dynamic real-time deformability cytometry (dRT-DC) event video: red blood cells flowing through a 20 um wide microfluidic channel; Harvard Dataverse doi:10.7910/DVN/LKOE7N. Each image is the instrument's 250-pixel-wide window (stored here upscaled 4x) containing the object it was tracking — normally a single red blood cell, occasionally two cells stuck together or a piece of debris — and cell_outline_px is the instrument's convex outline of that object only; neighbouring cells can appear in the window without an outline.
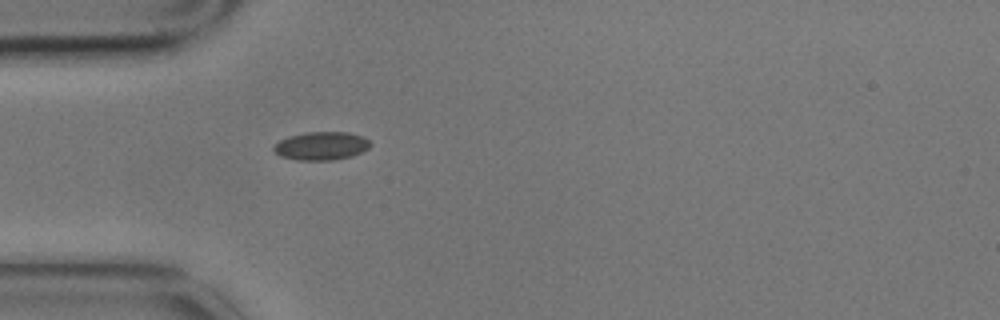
{"species": "common noctule bat (a hibernating species)", "species_latin": "Nyctalus noctula", "temperature_condition": "cold", "stored_images_in_passage": 5, "camera_frame_rate_fps": 3000, "um_per_image_px": 0.085, "animal": {"sex": "male", "body_mass_g": 17.9}, "frame": {"image": 1, "passage_image": 5, "time_ms": 1.333, "image_size_px": [1000, 320], "cell_outline_px": [[372, 144], [368, 148], [352, 156], [332, 160], [296, 160], [280, 156], [272, 148], [280, 140], [288, 136], [308, 132], [348, 132], [364, 136]], "centroid_in_image_um": [27.32, 12.4], "position_along_channel_um": 57.7, "area_um2": 15.9}}